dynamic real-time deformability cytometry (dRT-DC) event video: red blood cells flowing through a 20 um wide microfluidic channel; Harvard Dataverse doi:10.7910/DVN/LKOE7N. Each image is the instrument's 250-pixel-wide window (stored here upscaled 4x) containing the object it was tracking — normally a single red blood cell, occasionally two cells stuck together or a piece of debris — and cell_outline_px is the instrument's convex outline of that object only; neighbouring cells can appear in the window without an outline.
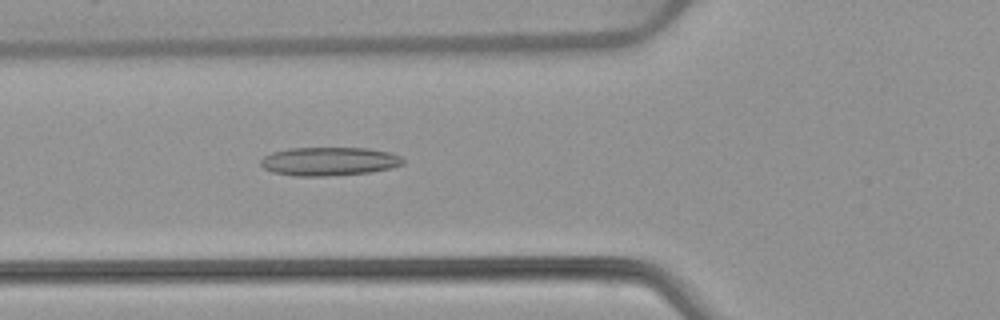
{"species": "common noctule bat (a hibernating species)", "species_latin": "Nyctalus noctula", "temperature_condition": "warm", "stored_images_in_passage": 53, "camera_frame_rate_fps": 3000, "um_per_image_px": 0.085, "animal": {"sex": "female", "body_mass_g": 22.7, "forearm_length_mm": 54.2}, "frame": {"image": 1, "passage_image": 20, "time_ms": 6.333, "image_size_px": [1000, 320], "cell_outline_px": [[404, 164], [392, 168], [368, 172], [324, 176], [296, 176], [272, 172], [264, 168], [260, 164], [260, 160], [264, 156], [272, 152], [288, 148], [368, 148], [392, 152], [400, 156], [404, 160]], "centroid_in_image_um": [27.98, 13.71], "position_along_channel_um": 97.8, "area_um2": 23.76}}
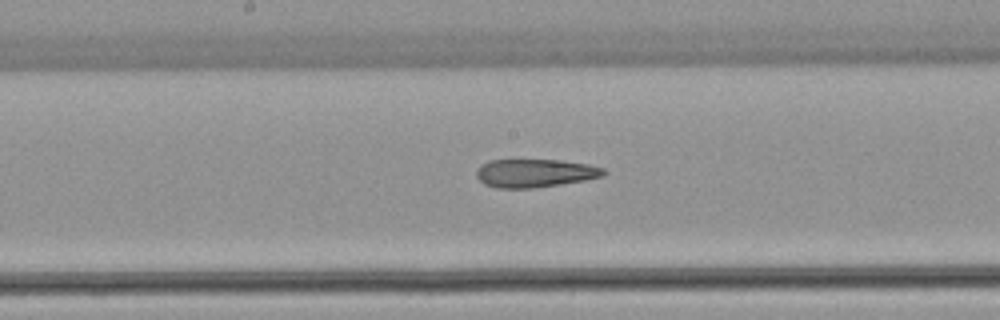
{"frame": {"image": 2, "passage_image": 28, "time_ms": 9.0, "image_size_px": [1000, 320], "cell_outline_px": [[608, 172], [600, 176], [584, 180], [560, 184], [532, 188], [496, 188], [484, 184], [476, 176], [476, 172], [480, 164], [488, 160], [560, 160], [588, 164], [604, 168]], "centroid_in_image_um": [45.44, 14.71], "position_along_channel_um": 202.8, "area_um2": 20.92}}
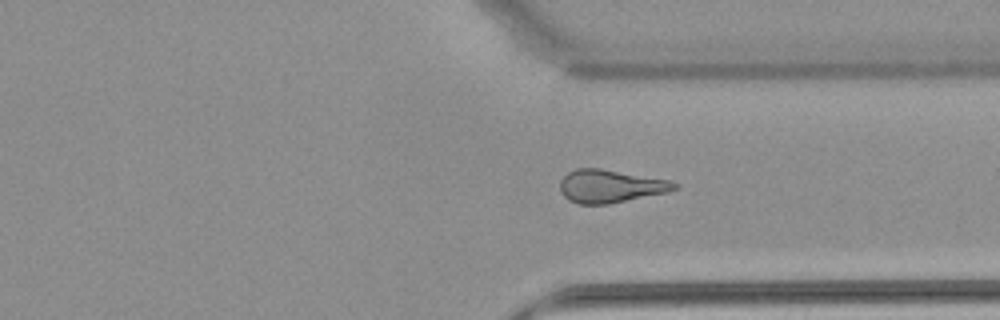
{"frame": {"image": 3, "passage_image": 40, "time_ms": 13.0, "image_size_px": [1000, 320], "cell_outline_px": [[680, 188], [668, 192], [608, 204], [576, 204], [568, 200], [560, 192], [560, 180], [568, 172], [576, 168], [600, 168], [668, 180], [680, 184]], "centroid_in_image_um": [51.87, 15.83], "position_along_channel_um": 359.5, "area_um2": 22.08}, "authors_computed_cell_mechanics": {"area_um2": 23.2356, "velocity_mm_per_s": 3.9235, "shape_relaxation_time_tau1_ms": null, "shape_relaxation_time_tau2_ms": 6.0462, "deformation_change_tau1": null, "deformation_change_tau2": 0.1953}}